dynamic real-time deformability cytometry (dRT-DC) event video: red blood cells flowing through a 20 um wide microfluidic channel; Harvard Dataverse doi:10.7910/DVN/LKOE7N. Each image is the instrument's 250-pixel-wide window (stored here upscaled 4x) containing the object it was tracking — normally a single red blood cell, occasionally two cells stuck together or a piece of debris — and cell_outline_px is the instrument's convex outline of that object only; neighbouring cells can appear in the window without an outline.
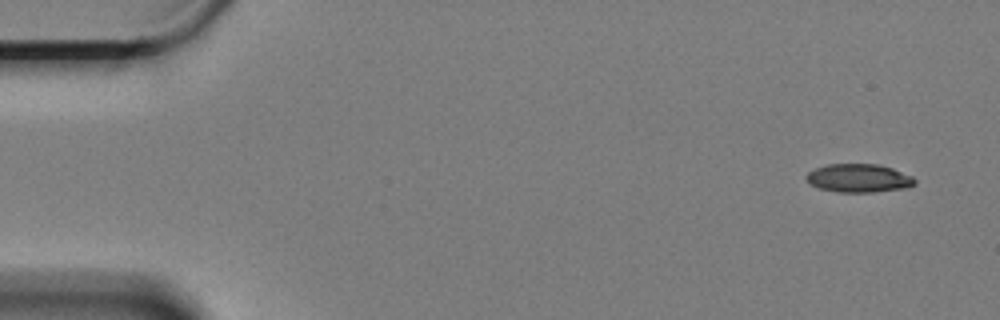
{"species": "Egyptian fruit bat (a non-hibernating species)", "species_latin": "Rousettus aegyptiacus", "temperature_condition": "cold", "stored_images_in_passage": 9, "camera_frame_rate_fps": 3000, "um_per_image_px": 0.085, "animal": {"sex": "female"}, "frame": {"image": 1, "passage_image": 1, "time_ms": 0.0, "image_size_px": [1000, 320], "cell_outline_px": [[916, 184], [908, 188], [876, 192], [836, 192], [820, 188], [812, 184], [804, 176], [808, 172], [816, 168], [828, 164], [876, 164], [892, 168], [912, 176], [916, 180]], "centroid_in_image_um": [73.03, 15.15], "position_along_channel_um": 12.0, "area_um2": 17.98}}